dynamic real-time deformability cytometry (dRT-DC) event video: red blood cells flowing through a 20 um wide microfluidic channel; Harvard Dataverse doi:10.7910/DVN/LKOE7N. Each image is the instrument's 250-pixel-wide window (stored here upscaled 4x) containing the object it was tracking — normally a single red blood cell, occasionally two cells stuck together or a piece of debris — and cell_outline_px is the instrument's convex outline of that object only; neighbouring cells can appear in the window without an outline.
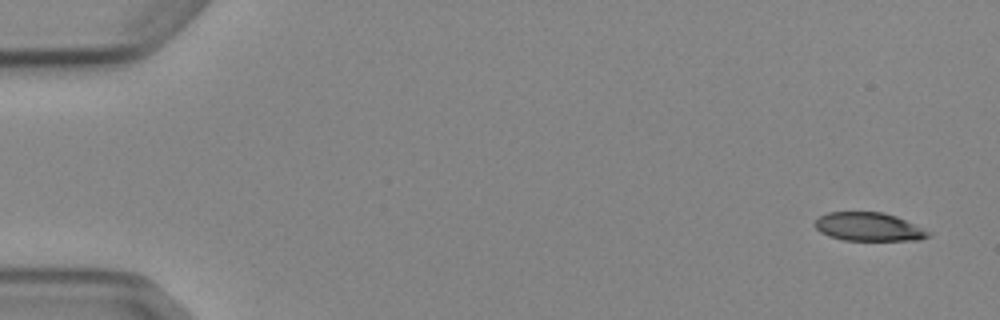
{"species": "Egyptian fruit bat (a non-hibernating species)", "species_latin": "Rousettus aegyptiacus", "temperature_condition": "cold", "stored_images_in_passage": 4, "camera_frame_rate_fps": 3000, "um_per_image_px": 0.085, "animal": {"sex": "female"}, "frame": {"image": 1, "passage_image": 1, "time_ms": 0.0, "image_size_px": [1000, 320], "cell_outline_px": [[932, 236], [920, 240], [844, 240], [828, 236], [820, 232], [812, 224], [820, 216], [828, 212], [884, 212], [896, 216], [916, 224], [932, 232]], "centroid_in_image_um": [73.87, 19.28], "position_along_channel_um": 11.1, "area_um2": 19.07}}
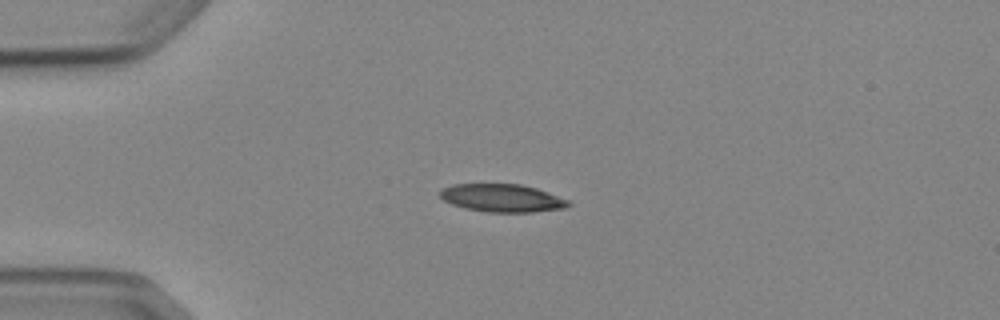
{"frame": {"image": 2, "passage_image": 4, "time_ms": 3.667, "image_size_px": [1000, 320], "cell_outline_px": [[572, 204], [564, 208], [532, 212], [488, 212], [464, 208], [452, 204], [444, 200], [440, 196], [440, 192], [444, 188], [452, 184], [520, 184], [536, 188], [568, 200]], "centroid_in_image_um": [42.67, 16.83], "position_along_channel_um": 42.3, "area_um2": 20.69}}